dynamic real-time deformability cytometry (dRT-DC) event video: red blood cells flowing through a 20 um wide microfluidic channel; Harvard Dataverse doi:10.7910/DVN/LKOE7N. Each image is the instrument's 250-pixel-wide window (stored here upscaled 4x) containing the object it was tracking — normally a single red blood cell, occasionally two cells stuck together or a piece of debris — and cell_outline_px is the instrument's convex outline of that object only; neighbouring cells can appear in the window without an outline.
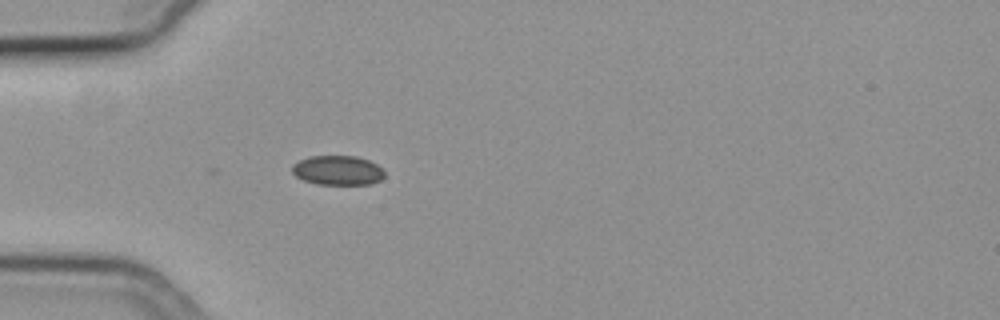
{"species": "common noctule bat (a hibernating species)", "species_latin": "Nyctalus noctula", "temperature_condition": "cold", "stored_images_in_passage": 10, "camera_frame_rate_fps": 3000, "um_per_image_px": 0.085, "animal": {"sex": "female", "body_mass_g": 19.3, "forearm_length_mm": 54.1}, "frame": {"image": 1, "passage_image": 1, "time_ms": 0.0, "image_size_px": [1000, 320], "cell_outline_px": [[384, 176], [380, 180], [372, 184], [316, 184], [304, 180], [296, 176], [292, 172], [292, 164], [308, 156], [356, 156], [368, 160], [384, 168]], "centroid_in_image_um": [28.71, 14.47], "position_along_channel_um": 56.3, "area_um2": 15.95}}
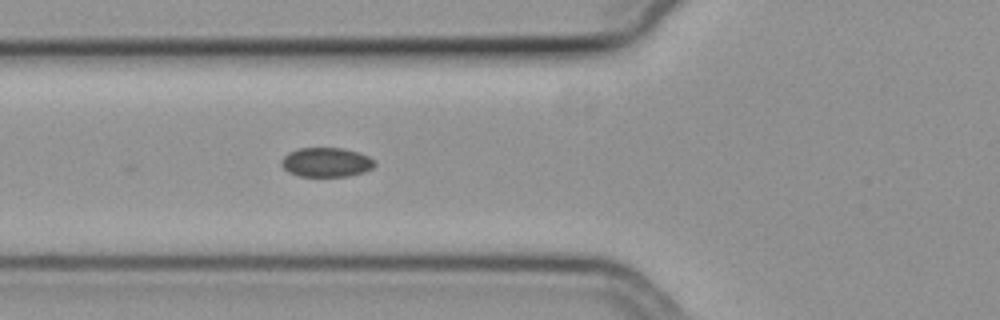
{"frame": {"image": 2, "passage_image": 5, "time_ms": 1.333, "image_size_px": [1000, 320], "cell_outline_px": [[376, 164], [372, 168], [364, 172], [348, 176], [300, 176], [288, 172], [280, 164], [280, 160], [288, 152], [300, 148], [344, 148], [360, 152], [376, 160]], "centroid_in_image_um": [27.75, 13.78], "position_along_channel_um": 98.1, "area_um2": 16.13}}
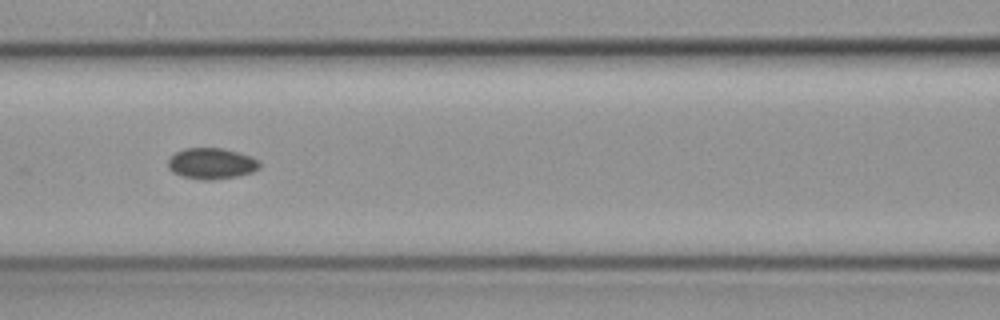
{"frame": {"image": 3, "passage_image": 9, "time_ms": 2.667, "image_size_px": [1000, 320], "cell_outline_px": [[260, 168], [252, 172], [236, 176], [212, 180], [204, 180], [184, 176], [172, 172], [168, 168], [168, 160], [176, 152], [184, 148], [224, 148], [252, 156], [260, 160]], "centroid_in_image_um": [18.01, 13.89], "position_along_channel_um": 148.6, "area_um2": 16.59}}